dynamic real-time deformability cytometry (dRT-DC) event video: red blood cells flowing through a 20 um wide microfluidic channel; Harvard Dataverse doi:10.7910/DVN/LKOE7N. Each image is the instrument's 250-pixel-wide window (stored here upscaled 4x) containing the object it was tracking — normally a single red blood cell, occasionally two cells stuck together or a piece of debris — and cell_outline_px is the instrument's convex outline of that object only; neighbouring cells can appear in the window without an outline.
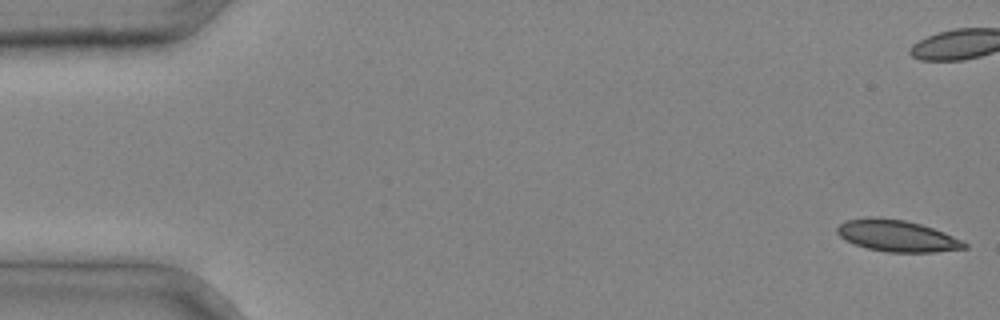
{"species": "common noctule bat (a hibernating species)", "species_latin": "Nyctalus noctula", "temperature_condition": "cold", "stored_images_in_passage": 4, "camera_frame_rate_fps": 3000, "um_per_image_px": 0.085, "animal": {"sex": "male", "body_mass_g": 20.4}, "frame": {"image": 1, "passage_image": 1, "time_ms": 0.0, "image_size_px": [1000, 320], "cell_outline_px": [[968, 248], [936, 252], [888, 252], [868, 248], [844, 240], [836, 232], [836, 228], [844, 220], [868, 216], [904, 220], [920, 224], [944, 232], [968, 244]], "centroid_in_image_um": [76.22, 20.04], "position_along_channel_um": 8.8, "area_um2": 23.35}}
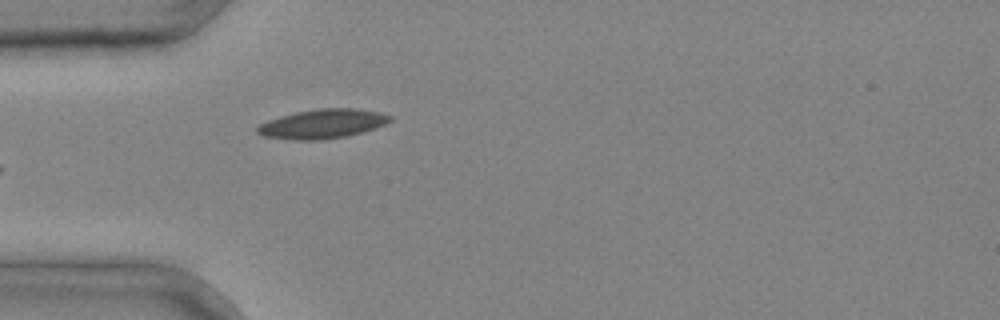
{"frame": {"image": 2, "passage_image": 4, "time_ms": 1.0, "image_size_px": [1000, 320], "cell_outline_px": [[392, 120], [384, 124], [360, 132], [344, 136], [320, 140], [300, 140], [264, 136], [256, 132], [256, 128], [260, 124], [268, 120], [280, 116], [296, 112], [316, 108], [356, 108], [380, 112], [392, 116]], "centroid_in_image_um": [27.4, 10.51], "position_along_channel_um": 57.6, "area_um2": 22.37}}